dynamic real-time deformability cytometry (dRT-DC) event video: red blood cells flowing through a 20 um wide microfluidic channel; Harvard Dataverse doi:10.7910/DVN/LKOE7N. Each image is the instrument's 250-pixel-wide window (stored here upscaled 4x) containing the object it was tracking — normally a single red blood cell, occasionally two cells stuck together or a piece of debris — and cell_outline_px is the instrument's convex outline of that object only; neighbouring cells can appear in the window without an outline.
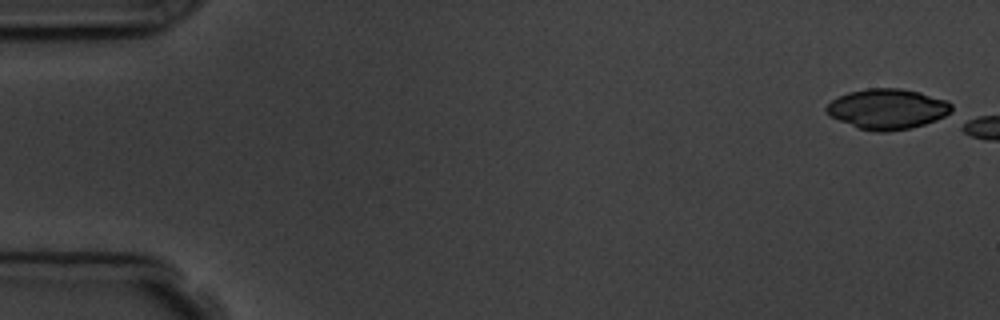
{"species": "common noctule bat (a hibernating species)", "species_latin": "Nyctalus noctula", "temperature_condition": "room temperature", "stored_images_in_passage": 2, "camera_frame_rate_fps": 3000, "um_per_image_px": 0.085, "animal": {"sex": "male", "body_mass_g": 19.5, "forearm_length_mm": 54.6}, "frame": {"image": 1, "passage_image": 1, "time_ms": 0.0, "image_size_px": [1000, 320], "cell_outline_px": [[952, 116], [924, 124], [908, 128], [888, 132], [876, 132], [860, 128], [828, 116], [824, 112], [824, 108], [832, 100], [848, 92], [868, 88], [900, 88], [920, 92], [948, 100], [952, 104]], "centroid_in_image_um": [75.47, 9.26], "position_along_channel_um": 9.5, "area_um2": 29.77}}